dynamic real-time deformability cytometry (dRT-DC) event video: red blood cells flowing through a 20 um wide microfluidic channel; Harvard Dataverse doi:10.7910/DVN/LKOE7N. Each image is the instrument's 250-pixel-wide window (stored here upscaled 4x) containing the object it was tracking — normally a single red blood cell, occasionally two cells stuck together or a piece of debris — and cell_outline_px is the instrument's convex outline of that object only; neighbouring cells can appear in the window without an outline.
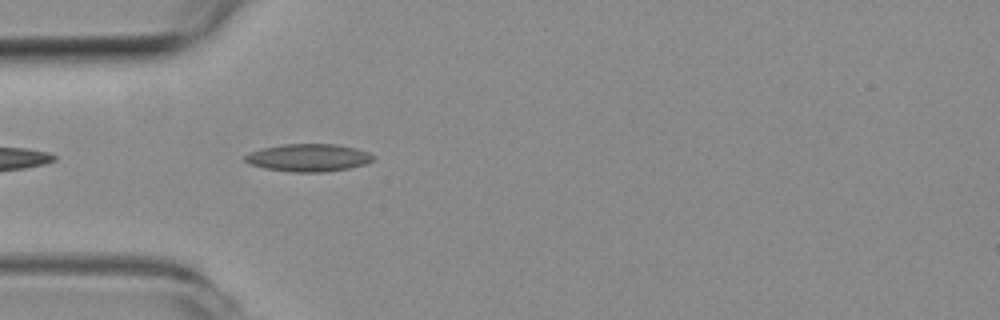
{"species": "common noctule bat (a hibernating species)", "species_latin": "Nyctalus noctula", "temperature_condition": "room temperature", "stored_images_in_passage": 7, "camera_frame_rate_fps": 3000, "um_per_image_px": 0.085, "animal": {"sex": "female", "body_mass_g": 19.3, "forearm_length_mm": 54.1}, "frame": {"image": 1, "passage_image": 3, "time_ms": 0.667, "image_size_px": [1000, 320], "cell_outline_px": [[376, 156], [372, 160], [364, 164], [348, 168], [324, 172], [292, 172], [264, 168], [248, 164], [244, 160], [244, 156], [248, 152], [264, 148], [284, 144], [336, 144], [356, 148], [368, 152]], "centroid_in_image_um": [26.19, 13.4], "position_along_channel_um": 58.8, "area_um2": 20.63}}